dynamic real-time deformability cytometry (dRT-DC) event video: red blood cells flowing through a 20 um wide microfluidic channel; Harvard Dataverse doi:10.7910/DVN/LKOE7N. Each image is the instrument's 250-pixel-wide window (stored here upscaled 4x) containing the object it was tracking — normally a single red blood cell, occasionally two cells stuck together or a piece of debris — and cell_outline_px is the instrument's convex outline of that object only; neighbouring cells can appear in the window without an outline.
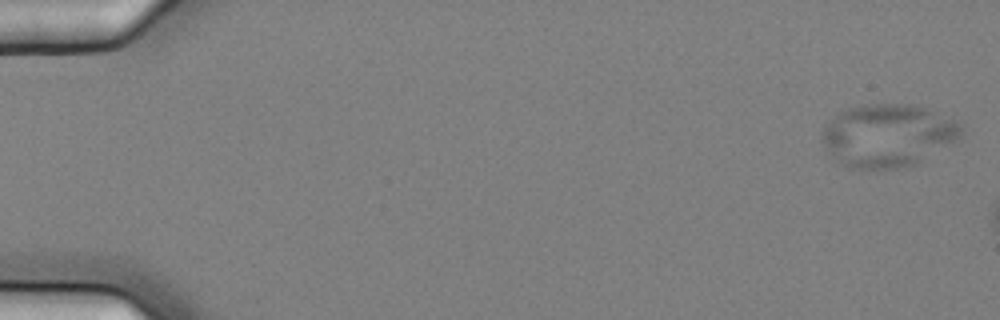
{"species": "common noctule bat (a hibernating species)", "species_latin": "Nyctalus noctula", "temperature_condition": "cold", "stored_images_in_passage": 4, "camera_frame_rate_fps": 3000, "um_per_image_px": 0.085, "animal": {"sex": "female", "body_mass_g": 25.1}, "frame": {"image": 1, "passage_image": 1, "time_ms": 0.0, "image_size_px": [1000, 320], "cell_outline_px": [[964, 132], [956, 140], [916, 164], [896, 168], [848, 168], [840, 164], [828, 152], [820, 140], [824, 128], [840, 112], [848, 108], [860, 104], [920, 104], [952, 116], [964, 128]], "centroid_in_image_um": [75.51, 11.48], "position_along_channel_um": 9.5, "area_um2": 51.38}}